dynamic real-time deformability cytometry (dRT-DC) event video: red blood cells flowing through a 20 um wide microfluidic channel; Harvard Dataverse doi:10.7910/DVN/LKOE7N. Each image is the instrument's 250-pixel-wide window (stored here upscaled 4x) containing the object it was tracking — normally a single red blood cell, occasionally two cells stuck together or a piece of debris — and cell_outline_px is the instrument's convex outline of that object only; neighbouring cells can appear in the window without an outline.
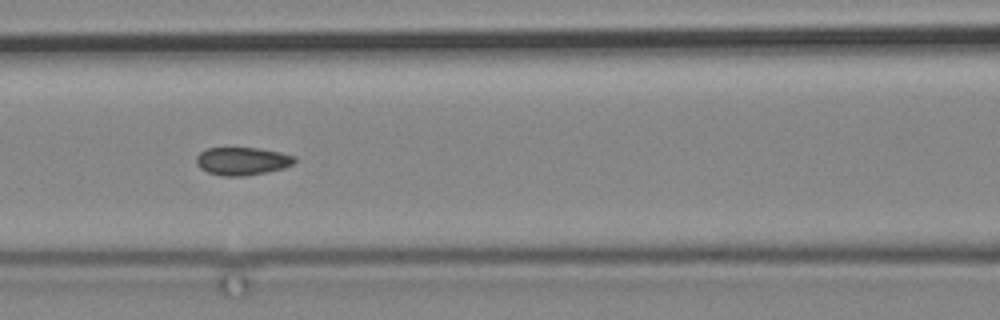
{"species": "common noctule bat (a hibernating species)", "species_latin": "Nyctalus noctula", "temperature_condition": "cold", "stored_images_in_passage": 5, "camera_frame_rate_fps": 3000, "um_per_image_px": 0.085, "animal": {"sex": "male", "body_mass_g": 19.2, "forearm_length_mm": 51.8}, "frame": {"image": 1, "passage_image": 4, "time_ms": 3.667, "image_size_px": [1000, 320], "cell_outline_px": [[296, 160], [292, 164], [284, 168], [244, 176], [224, 176], [208, 172], [200, 168], [196, 164], [196, 156], [200, 152], [208, 148], [256, 148], [280, 152], [296, 156]], "centroid_in_image_um": [20.58, 13.69], "position_along_channel_um": 146.0, "area_um2": 15.9}}
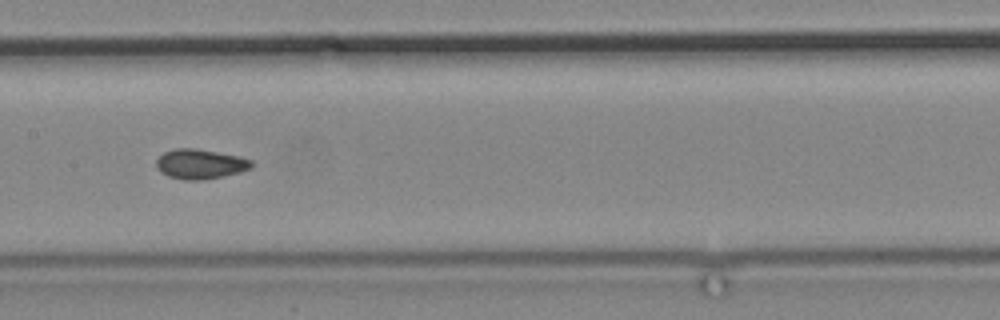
{"frame": {"image": 2, "passage_image": 5, "time_ms": 5.0, "image_size_px": [1000, 320], "cell_outline_px": [[252, 168], [240, 172], [200, 180], [184, 180], [168, 176], [160, 172], [156, 168], [156, 160], [164, 152], [176, 148], [196, 148], [240, 156], [252, 160]], "centroid_in_image_um": [17.0, 13.93], "position_along_channel_um": 190.4, "area_um2": 16.53}}